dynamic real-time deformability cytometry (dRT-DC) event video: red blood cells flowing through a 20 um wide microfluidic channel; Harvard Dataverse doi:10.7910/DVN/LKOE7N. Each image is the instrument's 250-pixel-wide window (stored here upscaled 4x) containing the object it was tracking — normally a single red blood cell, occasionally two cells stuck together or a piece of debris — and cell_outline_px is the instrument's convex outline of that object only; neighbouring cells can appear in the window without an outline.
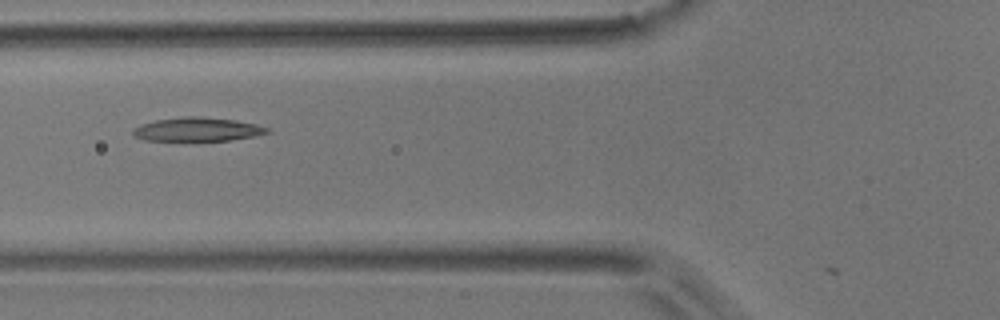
{"species": "common noctule bat (a hibernating species)", "species_latin": "Nyctalus noctula", "temperature_condition": "room temperature", "stored_images_in_passage": 7, "camera_frame_rate_fps": 3000, "um_per_image_px": 0.085, "animal": {"sex": "male", "body_mass_g": 17.9}, "frame": {"image": 1, "passage_image": 5, "time_ms": 4.667, "image_size_px": [1000, 320], "cell_outline_px": [[272, 132], [252, 136], [228, 140], [144, 140], [132, 136], [132, 128], [140, 124], [156, 120], [184, 116], [192, 116], [236, 120], [256, 124], [268, 128]], "centroid_in_image_um": [16.73, 10.99], "position_along_channel_um": 109.1, "area_um2": 18.44}}
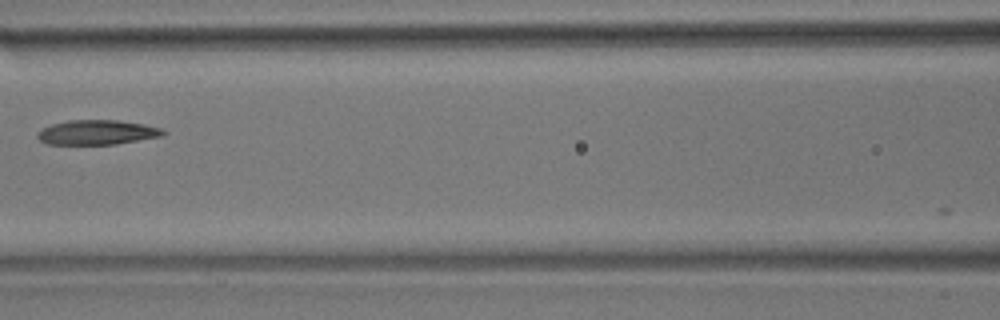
{"frame": {"image": 2, "passage_image": 6, "time_ms": 6.0, "image_size_px": [1000, 320], "cell_outline_px": [[168, 132], [164, 136], [116, 144], [44, 144], [36, 136], [44, 128], [52, 124], [68, 120], [120, 120], [144, 124], [164, 128]], "centroid_in_image_um": [8.34, 11.25], "position_along_channel_um": 158.3, "area_um2": 18.21}}